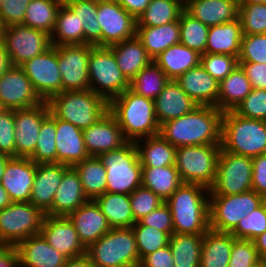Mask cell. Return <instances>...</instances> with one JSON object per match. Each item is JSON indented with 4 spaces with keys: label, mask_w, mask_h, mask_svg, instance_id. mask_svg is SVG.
<instances>
[{
    "label": "cell",
    "mask_w": 266,
    "mask_h": 267,
    "mask_svg": "<svg viewBox=\"0 0 266 267\" xmlns=\"http://www.w3.org/2000/svg\"><path fill=\"white\" fill-rule=\"evenodd\" d=\"M223 113L214 106H197L184 116L162 123L159 134L176 148L221 145Z\"/></svg>",
    "instance_id": "obj_1"
},
{
    "label": "cell",
    "mask_w": 266,
    "mask_h": 267,
    "mask_svg": "<svg viewBox=\"0 0 266 267\" xmlns=\"http://www.w3.org/2000/svg\"><path fill=\"white\" fill-rule=\"evenodd\" d=\"M108 111L128 142L159 134L154 100L138 95L130 88L108 103Z\"/></svg>",
    "instance_id": "obj_2"
},
{
    "label": "cell",
    "mask_w": 266,
    "mask_h": 267,
    "mask_svg": "<svg viewBox=\"0 0 266 267\" xmlns=\"http://www.w3.org/2000/svg\"><path fill=\"white\" fill-rule=\"evenodd\" d=\"M165 202L171 210L174 233L205 234L210 229L207 187L183 183Z\"/></svg>",
    "instance_id": "obj_3"
},
{
    "label": "cell",
    "mask_w": 266,
    "mask_h": 267,
    "mask_svg": "<svg viewBox=\"0 0 266 267\" xmlns=\"http://www.w3.org/2000/svg\"><path fill=\"white\" fill-rule=\"evenodd\" d=\"M221 149L247 157L266 153V121L237 115L233 110L222 116Z\"/></svg>",
    "instance_id": "obj_4"
},
{
    "label": "cell",
    "mask_w": 266,
    "mask_h": 267,
    "mask_svg": "<svg viewBox=\"0 0 266 267\" xmlns=\"http://www.w3.org/2000/svg\"><path fill=\"white\" fill-rule=\"evenodd\" d=\"M47 104L56 118L82 130L108 111V103L91 89L60 92L51 97Z\"/></svg>",
    "instance_id": "obj_5"
},
{
    "label": "cell",
    "mask_w": 266,
    "mask_h": 267,
    "mask_svg": "<svg viewBox=\"0 0 266 267\" xmlns=\"http://www.w3.org/2000/svg\"><path fill=\"white\" fill-rule=\"evenodd\" d=\"M86 255L96 267H139L140 265L132 228H111L87 248Z\"/></svg>",
    "instance_id": "obj_6"
},
{
    "label": "cell",
    "mask_w": 266,
    "mask_h": 267,
    "mask_svg": "<svg viewBox=\"0 0 266 267\" xmlns=\"http://www.w3.org/2000/svg\"><path fill=\"white\" fill-rule=\"evenodd\" d=\"M98 158L106 168V192L130 195L141 187L142 166L135 142L101 153Z\"/></svg>",
    "instance_id": "obj_7"
},
{
    "label": "cell",
    "mask_w": 266,
    "mask_h": 267,
    "mask_svg": "<svg viewBox=\"0 0 266 267\" xmlns=\"http://www.w3.org/2000/svg\"><path fill=\"white\" fill-rule=\"evenodd\" d=\"M90 89L107 103L130 88L108 46H92L88 63Z\"/></svg>",
    "instance_id": "obj_8"
},
{
    "label": "cell",
    "mask_w": 266,
    "mask_h": 267,
    "mask_svg": "<svg viewBox=\"0 0 266 267\" xmlns=\"http://www.w3.org/2000/svg\"><path fill=\"white\" fill-rule=\"evenodd\" d=\"M221 145L207 144L176 148L175 166L183 183L214 184Z\"/></svg>",
    "instance_id": "obj_9"
},
{
    "label": "cell",
    "mask_w": 266,
    "mask_h": 267,
    "mask_svg": "<svg viewBox=\"0 0 266 267\" xmlns=\"http://www.w3.org/2000/svg\"><path fill=\"white\" fill-rule=\"evenodd\" d=\"M264 201L265 199L253 190L236 195H209L210 229L231 233L240 220Z\"/></svg>",
    "instance_id": "obj_10"
},
{
    "label": "cell",
    "mask_w": 266,
    "mask_h": 267,
    "mask_svg": "<svg viewBox=\"0 0 266 267\" xmlns=\"http://www.w3.org/2000/svg\"><path fill=\"white\" fill-rule=\"evenodd\" d=\"M45 216L30 202H12L0 210V239L6 246H16L28 237L40 234Z\"/></svg>",
    "instance_id": "obj_11"
},
{
    "label": "cell",
    "mask_w": 266,
    "mask_h": 267,
    "mask_svg": "<svg viewBox=\"0 0 266 267\" xmlns=\"http://www.w3.org/2000/svg\"><path fill=\"white\" fill-rule=\"evenodd\" d=\"M252 169L251 157L221 149L209 195H236L252 190Z\"/></svg>",
    "instance_id": "obj_12"
},
{
    "label": "cell",
    "mask_w": 266,
    "mask_h": 267,
    "mask_svg": "<svg viewBox=\"0 0 266 267\" xmlns=\"http://www.w3.org/2000/svg\"><path fill=\"white\" fill-rule=\"evenodd\" d=\"M1 41L4 43L12 66H21L52 47L49 34L22 23L5 26Z\"/></svg>",
    "instance_id": "obj_13"
},
{
    "label": "cell",
    "mask_w": 266,
    "mask_h": 267,
    "mask_svg": "<svg viewBox=\"0 0 266 267\" xmlns=\"http://www.w3.org/2000/svg\"><path fill=\"white\" fill-rule=\"evenodd\" d=\"M57 59L63 91L89 90L88 63L92 45H59Z\"/></svg>",
    "instance_id": "obj_14"
},
{
    "label": "cell",
    "mask_w": 266,
    "mask_h": 267,
    "mask_svg": "<svg viewBox=\"0 0 266 267\" xmlns=\"http://www.w3.org/2000/svg\"><path fill=\"white\" fill-rule=\"evenodd\" d=\"M43 101L62 92V80L57 59V48L52 46L20 66Z\"/></svg>",
    "instance_id": "obj_15"
},
{
    "label": "cell",
    "mask_w": 266,
    "mask_h": 267,
    "mask_svg": "<svg viewBox=\"0 0 266 267\" xmlns=\"http://www.w3.org/2000/svg\"><path fill=\"white\" fill-rule=\"evenodd\" d=\"M97 21L101 26V46H110L136 35V19L113 0L98 2Z\"/></svg>",
    "instance_id": "obj_16"
},
{
    "label": "cell",
    "mask_w": 266,
    "mask_h": 267,
    "mask_svg": "<svg viewBox=\"0 0 266 267\" xmlns=\"http://www.w3.org/2000/svg\"><path fill=\"white\" fill-rule=\"evenodd\" d=\"M0 100L6 109H26L44 102L20 66H12L0 78Z\"/></svg>",
    "instance_id": "obj_17"
},
{
    "label": "cell",
    "mask_w": 266,
    "mask_h": 267,
    "mask_svg": "<svg viewBox=\"0 0 266 267\" xmlns=\"http://www.w3.org/2000/svg\"><path fill=\"white\" fill-rule=\"evenodd\" d=\"M49 112L47 101L31 108L14 110L16 157H29L34 152L41 124Z\"/></svg>",
    "instance_id": "obj_18"
},
{
    "label": "cell",
    "mask_w": 266,
    "mask_h": 267,
    "mask_svg": "<svg viewBox=\"0 0 266 267\" xmlns=\"http://www.w3.org/2000/svg\"><path fill=\"white\" fill-rule=\"evenodd\" d=\"M40 234L49 245L68 259L86 255L87 248L67 216L46 215Z\"/></svg>",
    "instance_id": "obj_19"
},
{
    "label": "cell",
    "mask_w": 266,
    "mask_h": 267,
    "mask_svg": "<svg viewBox=\"0 0 266 267\" xmlns=\"http://www.w3.org/2000/svg\"><path fill=\"white\" fill-rule=\"evenodd\" d=\"M86 150L89 156L119 149L128 141L114 116L107 111L94 124L83 130Z\"/></svg>",
    "instance_id": "obj_20"
},
{
    "label": "cell",
    "mask_w": 266,
    "mask_h": 267,
    "mask_svg": "<svg viewBox=\"0 0 266 267\" xmlns=\"http://www.w3.org/2000/svg\"><path fill=\"white\" fill-rule=\"evenodd\" d=\"M36 173V163L29 157H11L1 180L12 202H29Z\"/></svg>",
    "instance_id": "obj_21"
},
{
    "label": "cell",
    "mask_w": 266,
    "mask_h": 267,
    "mask_svg": "<svg viewBox=\"0 0 266 267\" xmlns=\"http://www.w3.org/2000/svg\"><path fill=\"white\" fill-rule=\"evenodd\" d=\"M83 245L88 248L110 229L106 216L95 200H88L68 216Z\"/></svg>",
    "instance_id": "obj_22"
},
{
    "label": "cell",
    "mask_w": 266,
    "mask_h": 267,
    "mask_svg": "<svg viewBox=\"0 0 266 267\" xmlns=\"http://www.w3.org/2000/svg\"><path fill=\"white\" fill-rule=\"evenodd\" d=\"M69 166L61 163L36 164L30 203L47 214L52 209L54 195Z\"/></svg>",
    "instance_id": "obj_23"
},
{
    "label": "cell",
    "mask_w": 266,
    "mask_h": 267,
    "mask_svg": "<svg viewBox=\"0 0 266 267\" xmlns=\"http://www.w3.org/2000/svg\"><path fill=\"white\" fill-rule=\"evenodd\" d=\"M15 248L19 267H64L68 259L49 245L41 234L26 238Z\"/></svg>",
    "instance_id": "obj_24"
},
{
    "label": "cell",
    "mask_w": 266,
    "mask_h": 267,
    "mask_svg": "<svg viewBox=\"0 0 266 267\" xmlns=\"http://www.w3.org/2000/svg\"><path fill=\"white\" fill-rule=\"evenodd\" d=\"M56 163L73 167L89 156L83 137V130L70 122L55 117Z\"/></svg>",
    "instance_id": "obj_25"
},
{
    "label": "cell",
    "mask_w": 266,
    "mask_h": 267,
    "mask_svg": "<svg viewBox=\"0 0 266 267\" xmlns=\"http://www.w3.org/2000/svg\"><path fill=\"white\" fill-rule=\"evenodd\" d=\"M199 106L217 107L219 82L199 64L175 80Z\"/></svg>",
    "instance_id": "obj_26"
},
{
    "label": "cell",
    "mask_w": 266,
    "mask_h": 267,
    "mask_svg": "<svg viewBox=\"0 0 266 267\" xmlns=\"http://www.w3.org/2000/svg\"><path fill=\"white\" fill-rule=\"evenodd\" d=\"M155 115L159 125L192 112L199 106L175 80H169L154 99Z\"/></svg>",
    "instance_id": "obj_27"
},
{
    "label": "cell",
    "mask_w": 266,
    "mask_h": 267,
    "mask_svg": "<svg viewBox=\"0 0 266 267\" xmlns=\"http://www.w3.org/2000/svg\"><path fill=\"white\" fill-rule=\"evenodd\" d=\"M89 199L84 194L79 174L74 167L65 171L60 185L54 195L49 216H68Z\"/></svg>",
    "instance_id": "obj_28"
},
{
    "label": "cell",
    "mask_w": 266,
    "mask_h": 267,
    "mask_svg": "<svg viewBox=\"0 0 266 267\" xmlns=\"http://www.w3.org/2000/svg\"><path fill=\"white\" fill-rule=\"evenodd\" d=\"M184 10L208 27L232 21L238 17V5L230 0H189Z\"/></svg>",
    "instance_id": "obj_29"
},
{
    "label": "cell",
    "mask_w": 266,
    "mask_h": 267,
    "mask_svg": "<svg viewBox=\"0 0 266 267\" xmlns=\"http://www.w3.org/2000/svg\"><path fill=\"white\" fill-rule=\"evenodd\" d=\"M108 47L113 51L119 69L129 82L152 61L136 35Z\"/></svg>",
    "instance_id": "obj_30"
},
{
    "label": "cell",
    "mask_w": 266,
    "mask_h": 267,
    "mask_svg": "<svg viewBox=\"0 0 266 267\" xmlns=\"http://www.w3.org/2000/svg\"><path fill=\"white\" fill-rule=\"evenodd\" d=\"M242 36L239 17L220 25L211 26L208 32L206 53L227 54L238 57Z\"/></svg>",
    "instance_id": "obj_31"
},
{
    "label": "cell",
    "mask_w": 266,
    "mask_h": 267,
    "mask_svg": "<svg viewBox=\"0 0 266 267\" xmlns=\"http://www.w3.org/2000/svg\"><path fill=\"white\" fill-rule=\"evenodd\" d=\"M170 80H176L201 62V54L179 43L172 45L153 60Z\"/></svg>",
    "instance_id": "obj_32"
},
{
    "label": "cell",
    "mask_w": 266,
    "mask_h": 267,
    "mask_svg": "<svg viewBox=\"0 0 266 267\" xmlns=\"http://www.w3.org/2000/svg\"><path fill=\"white\" fill-rule=\"evenodd\" d=\"M136 36L149 57L154 60L170 46L180 43L179 21L158 27H136Z\"/></svg>",
    "instance_id": "obj_33"
},
{
    "label": "cell",
    "mask_w": 266,
    "mask_h": 267,
    "mask_svg": "<svg viewBox=\"0 0 266 267\" xmlns=\"http://www.w3.org/2000/svg\"><path fill=\"white\" fill-rule=\"evenodd\" d=\"M233 235L209 229L203 235L200 267H228Z\"/></svg>",
    "instance_id": "obj_34"
},
{
    "label": "cell",
    "mask_w": 266,
    "mask_h": 267,
    "mask_svg": "<svg viewBox=\"0 0 266 267\" xmlns=\"http://www.w3.org/2000/svg\"><path fill=\"white\" fill-rule=\"evenodd\" d=\"M142 167L175 165L176 147L160 134L135 142Z\"/></svg>",
    "instance_id": "obj_35"
},
{
    "label": "cell",
    "mask_w": 266,
    "mask_h": 267,
    "mask_svg": "<svg viewBox=\"0 0 266 267\" xmlns=\"http://www.w3.org/2000/svg\"><path fill=\"white\" fill-rule=\"evenodd\" d=\"M251 90V83L239 65L225 79L219 82L217 108L223 112L234 110Z\"/></svg>",
    "instance_id": "obj_36"
},
{
    "label": "cell",
    "mask_w": 266,
    "mask_h": 267,
    "mask_svg": "<svg viewBox=\"0 0 266 267\" xmlns=\"http://www.w3.org/2000/svg\"><path fill=\"white\" fill-rule=\"evenodd\" d=\"M94 200L111 228H131L136 222L128 194L105 192Z\"/></svg>",
    "instance_id": "obj_37"
},
{
    "label": "cell",
    "mask_w": 266,
    "mask_h": 267,
    "mask_svg": "<svg viewBox=\"0 0 266 267\" xmlns=\"http://www.w3.org/2000/svg\"><path fill=\"white\" fill-rule=\"evenodd\" d=\"M183 184L175 165L142 167L141 186L166 201Z\"/></svg>",
    "instance_id": "obj_38"
},
{
    "label": "cell",
    "mask_w": 266,
    "mask_h": 267,
    "mask_svg": "<svg viewBox=\"0 0 266 267\" xmlns=\"http://www.w3.org/2000/svg\"><path fill=\"white\" fill-rule=\"evenodd\" d=\"M203 235L173 233L170 236L174 267H200Z\"/></svg>",
    "instance_id": "obj_39"
},
{
    "label": "cell",
    "mask_w": 266,
    "mask_h": 267,
    "mask_svg": "<svg viewBox=\"0 0 266 267\" xmlns=\"http://www.w3.org/2000/svg\"><path fill=\"white\" fill-rule=\"evenodd\" d=\"M73 167L79 174L84 194L89 200H94L106 192L107 172L98 157L90 156Z\"/></svg>",
    "instance_id": "obj_40"
},
{
    "label": "cell",
    "mask_w": 266,
    "mask_h": 267,
    "mask_svg": "<svg viewBox=\"0 0 266 267\" xmlns=\"http://www.w3.org/2000/svg\"><path fill=\"white\" fill-rule=\"evenodd\" d=\"M83 27V44L101 46V26L97 21L98 2L93 0H64Z\"/></svg>",
    "instance_id": "obj_41"
},
{
    "label": "cell",
    "mask_w": 266,
    "mask_h": 267,
    "mask_svg": "<svg viewBox=\"0 0 266 267\" xmlns=\"http://www.w3.org/2000/svg\"><path fill=\"white\" fill-rule=\"evenodd\" d=\"M184 4L179 0H151L136 20V27H158L179 21Z\"/></svg>",
    "instance_id": "obj_42"
},
{
    "label": "cell",
    "mask_w": 266,
    "mask_h": 267,
    "mask_svg": "<svg viewBox=\"0 0 266 267\" xmlns=\"http://www.w3.org/2000/svg\"><path fill=\"white\" fill-rule=\"evenodd\" d=\"M64 0H32L26 9L23 25L51 35Z\"/></svg>",
    "instance_id": "obj_43"
},
{
    "label": "cell",
    "mask_w": 266,
    "mask_h": 267,
    "mask_svg": "<svg viewBox=\"0 0 266 267\" xmlns=\"http://www.w3.org/2000/svg\"><path fill=\"white\" fill-rule=\"evenodd\" d=\"M51 37L52 46L83 44V27L74 12L63 3Z\"/></svg>",
    "instance_id": "obj_44"
},
{
    "label": "cell",
    "mask_w": 266,
    "mask_h": 267,
    "mask_svg": "<svg viewBox=\"0 0 266 267\" xmlns=\"http://www.w3.org/2000/svg\"><path fill=\"white\" fill-rule=\"evenodd\" d=\"M169 80L152 60L130 81V89L138 95L154 100Z\"/></svg>",
    "instance_id": "obj_45"
},
{
    "label": "cell",
    "mask_w": 266,
    "mask_h": 267,
    "mask_svg": "<svg viewBox=\"0 0 266 267\" xmlns=\"http://www.w3.org/2000/svg\"><path fill=\"white\" fill-rule=\"evenodd\" d=\"M179 26L180 43L201 55L206 53L209 27L193 18L185 10L180 15Z\"/></svg>",
    "instance_id": "obj_46"
},
{
    "label": "cell",
    "mask_w": 266,
    "mask_h": 267,
    "mask_svg": "<svg viewBox=\"0 0 266 267\" xmlns=\"http://www.w3.org/2000/svg\"><path fill=\"white\" fill-rule=\"evenodd\" d=\"M56 123L55 116L49 115L43 120L37 137V145L34 152L29 156L36 164L56 163Z\"/></svg>",
    "instance_id": "obj_47"
},
{
    "label": "cell",
    "mask_w": 266,
    "mask_h": 267,
    "mask_svg": "<svg viewBox=\"0 0 266 267\" xmlns=\"http://www.w3.org/2000/svg\"><path fill=\"white\" fill-rule=\"evenodd\" d=\"M138 248L140 261L146 256L169 244L170 235L152 226L136 221L131 227Z\"/></svg>",
    "instance_id": "obj_48"
},
{
    "label": "cell",
    "mask_w": 266,
    "mask_h": 267,
    "mask_svg": "<svg viewBox=\"0 0 266 267\" xmlns=\"http://www.w3.org/2000/svg\"><path fill=\"white\" fill-rule=\"evenodd\" d=\"M242 34H266V5L245 1L238 6Z\"/></svg>",
    "instance_id": "obj_49"
},
{
    "label": "cell",
    "mask_w": 266,
    "mask_h": 267,
    "mask_svg": "<svg viewBox=\"0 0 266 267\" xmlns=\"http://www.w3.org/2000/svg\"><path fill=\"white\" fill-rule=\"evenodd\" d=\"M266 231V200L239 221L231 234L237 239L253 241Z\"/></svg>",
    "instance_id": "obj_50"
},
{
    "label": "cell",
    "mask_w": 266,
    "mask_h": 267,
    "mask_svg": "<svg viewBox=\"0 0 266 267\" xmlns=\"http://www.w3.org/2000/svg\"><path fill=\"white\" fill-rule=\"evenodd\" d=\"M200 64L213 78L220 82L239 66V61L236 56L204 53L201 55Z\"/></svg>",
    "instance_id": "obj_51"
},
{
    "label": "cell",
    "mask_w": 266,
    "mask_h": 267,
    "mask_svg": "<svg viewBox=\"0 0 266 267\" xmlns=\"http://www.w3.org/2000/svg\"><path fill=\"white\" fill-rule=\"evenodd\" d=\"M238 61L266 64V34L243 35Z\"/></svg>",
    "instance_id": "obj_52"
},
{
    "label": "cell",
    "mask_w": 266,
    "mask_h": 267,
    "mask_svg": "<svg viewBox=\"0 0 266 267\" xmlns=\"http://www.w3.org/2000/svg\"><path fill=\"white\" fill-rule=\"evenodd\" d=\"M233 111L245 118L266 121V90L252 88Z\"/></svg>",
    "instance_id": "obj_53"
},
{
    "label": "cell",
    "mask_w": 266,
    "mask_h": 267,
    "mask_svg": "<svg viewBox=\"0 0 266 267\" xmlns=\"http://www.w3.org/2000/svg\"><path fill=\"white\" fill-rule=\"evenodd\" d=\"M129 198L135 221H139L142 217L148 215L165 202L153 191L142 186L136 188L129 195Z\"/></svg>",
    "instance_id": "obj_54"
},
{
    "label": "cell",
    "mask_w": 266,
    "mask_h": 267,
    "mask_svg": "<svg viewBox=\"0 0 266 267\" xmlns=\"http://www.w3.org/2000/svg\"><path fill=\"white\" fill-rule=\"evenodd\" d=\"M260 259L253 241L233 236L228 267H253Z\"/></svg>",
    "instance_id": "obj_55"
},
{
    "label": "cell",
    "mask_w": 266,
    "mask_h": 267,
    "mask_svg": "<svg viewBox=\"0 0 266 267\" xmlns=\"http://www.w3.org/2000/svg\"><path fill=\"white\" fill-rule=\"evenodd\" d=\"M14 109L0 113V154L16 157Z\"/></svg>",
    "instance_id": "obj_56"
},
{
    "label": "cell",
    "mask_w": 266,
    "mask_h": 267,
    "mask_svg": "<svg viewBox=\"0 0 266 267\" xmlns=\"http://www.w3.org/2000/svg\"><path fill=\"white\" fill-rule=\"evenodd\" d=\"M143 225L152 226L160 231L168 233L170 236L174 233L173 219L169 205L164 202L154 211L145 215L139 220Z\"/></svg>",
    "instance_id": "obj_57"
},
{
    "label": "cell",
    "mask_w": 266,
    "mask_h": 267,
    "mask_svg": "<svg viewBox=\"0 0 266 267\" xmlns=\"http://www.w3.org/2000/svg\"><path fill=\"white\" fill-rule=\"evenodd\" d=\"M32 0H4L0 5V20L2 25L21 24L24 21L26 9Z\"/></svg>",
    "instance_id": "obj_58"
},
{
    "label": "cell",
    "mask_w": 266,
    "mask_h": 267,
    "mask_svg": "<svg viewBox=\"0 0 266 267\" xmlns=\"http://www.w3.org/2000/svg\"><path fill=\"white\" fill-rule=\"evenodd\" d=\"M252 190L266 200V153L253 157Z\"/></svg>",
    "instance_id": "obj_59"
},
{
    "label": "cell",
    "mask_w": 266,
    "mask_h": 267,
    "mask_svg": "<svg viewBox=\"0 0 266 267\" xmlns=\"http://www.w3.org/2000/svg\"><path fill=\"white\" fill-rule=\"evenodd\" d=\"M139 267H174L173 255L169 244L146 255L140 261Z\"/></svg>",
    "instance_id": "obj_60"
},
{
    "label": "cell",
    "mask_w": 266,
    "mask_h": 267,
    "mask_svg": "<svg viewBox=\"0 0 266 267\" xmlns=\"http://www.w3.org/2000/svg\"><path fill=\"white\" fill-rule=\"evenodd\" d=\"M242 67L252 88L266 90V64L239 63Z\"/></svg>",
    "instance_id": "obj_61"
},
{
    "label": "cell",
    "mask_w": 266,
    "mask_h": 267,
    "mask_svg": "<svg viewBox=\"0 0 266 267\" xmlns=\"http://www.w3.org/2000/svg\"><path fill=\"white\" fill-rule=\"evenodd\" d=\"M129 12L136 20L145 11L151 0H113Z\"/></svg>",
    "instance_id": "obj_62"
},
{
    "label": "cell",
    "mask_w": 266,
    "mask_h": 267,
    "mask_svg": "<svg viewBox=\"0 0 266 267\" xmlns=\"http://www.w3.org/2000/svg\"><path fill=\"white\" fill-rule=\"evenodd\" d=\"M0 267H19L18 253L15 246H6L0 252Z\"/></svg>",
    "instance_id": "obj_63"
},
{
    "label": "cell",
    "mask_w": 266,
    "mask_h": 267,
    "mask_svg": "<svg viewBox=\"0 0 266 267\" xmlns=\"http://www.w3.org/2000/svg\"><path fill=\"white\" fill-rule=\"evenodd\" d=\"M12 67L4 43L0 41V78Z\"/></svg>",
    "instance_id": "obj_64"
},
{
    "label": "cell",
    "mask_w": 266,
    "mask_h": 267,
    "mask_svg": "<svg viewBox=\"0 0 266 267\" xmlns=\"http://www.w3.org/2000/svg\"><path fill=\"white\" fill-rule=\"evenodd\" d=\"M64 267H96L87 255L67 259Z\"/></svg>",
    "instance_id": "obj_65"
},
{
    "label": "cell",
    "mask_w": 266,
    "mask_h": 267,
    "mask_svg": "<svg viewBox=\"0 0 266 267\" xmlns=\"http://www.w3.org/2000/svg\"><path fill=\"white\" fill-rule=\"evenodd\" d=\"M260 259L266 260V231L253 240Z\"/></svg>",
    "instance_id": "obj_66"
},
{
    "label": "cell",
    "mask_w": 266,
    "mask_h": 267,
    "mask_svg": "<svg viewBox=\"0 0 266 267\" xmlns=\"http://www.w3.org/2000/svg\"><path fill=\"white\" fill-rule=\"evenodd\" d=\"M12 201L8 195V192L4 189L2 184L0 183V210L4 209L8 205H10Z\"/></svg>",
    "instance_id": "obj_67"
},
{
    "label": "cell",
    "mask_w": 266,
    "mask_h": 267,
    "mask_svg": "<svg viewBox=\"0 0 266 267\" xmlns=\"http://www.w3.org/2000/svg\"><path fill=\"white\" fill-rule=\"evenodd\" d=\"M11 157L4 155V154H0V183L6 168V164L7 161L10 159Z\"/></svg>",
    "instance_id": "obj_68"
},
{
    "label": "cell",
    "mask_w": 266,
    "mask_h": 267,
    "mask_svg": "<svg viewBox=\"0 0 266 267\" xmlns=\"http://www.w3.org/2000/svg\"><path fill=\"white\" fill-rule=\"evenodd\" d=\"M253 267H266V260L261 259L257 263L254 264Z\"/></svg>",
    "instance_id": "obj_69"
},
{
    "label": "cell",
    "mask_w": 266,
    "mask_h": 267,
    "mask_svg": "<svg viewBox=\"0 0 266 267\" xmlns=\"http://www.w3.org/2000/svg\"><path fill=\"white\" fill-rule=\"evenodd\" d=\"M246 1L266 5V0H246Z\"/></svg>",
    "instance_id": "obj_70"
},
{
    "label": "cell",
    "mask_w": 266,
    "mask_h": 267,
    "mask_svg": "<svg viewBox=\"0 0 266 267\" xmlns=\"http://www.w3.org/2000/svg\"><path fill=\"white\" fill-rule=\"evenodd\" d=\"M233 1L235 4H237L238 6H240L242 3H244L246 0H230Z\"/></svg>",
    "instance_id": "obj_71"
},
{
    "label": "cell",
    "mask_w": 266,
    "mask_h": 267,
    "mask_svg": "<svg viewBox=\"0 0 266 267\" xmlns=\"http://www.w3.org/2000/svg\"><path fill=\"white\" fill-rule=\"evenodd\" d=\"M3 29H4V26L2 25V22L0 20V41L2 40Z\"/></svg>",
    "instance_id": "obj_72"
},
{
    "label": "cell",
    "mask_w": 266,
    "mask_h": 267,
    "mask_svg": "<svg viewBox=\"0 0 266 267\" xmlns=\"http://www.w3.org/2000/svg\"><path fill=\"white\" fill-rule=\"evenodd\" d=\"M6 247V245L0 239V252Z\"/></svg>",
    "instance_id": "obj_73"
},
{
    "label": "cell",
    "mask_w": 266,
    "mask_h": 267,
    "mask_svg": "<svg viewBox=\"0 0 266 267\" xmlns=\"http://www.w3.org/2000/svg\"><path fill=\"white\" fill-rule=\"evenodd\" d=\"M6 108L3 106L1 100H0V113H2Z\"/></svg>",
    "instance_id": "obj_74"
},
{
    "label": "cell",
    "mask_w": 266,
    "mask_h": 267,
    "mask_svg": "<svg viewBox=\"0 0 266 267\" xmlns=\"http://www.w3.org/2000/svg\"><path fill=\"white\" fill-rule=\"evenodd\" d=\"M179 1L185 5L189 0H179Z\"/></svg>",
    "instance_id": "obj_75"
}]
</instances>
